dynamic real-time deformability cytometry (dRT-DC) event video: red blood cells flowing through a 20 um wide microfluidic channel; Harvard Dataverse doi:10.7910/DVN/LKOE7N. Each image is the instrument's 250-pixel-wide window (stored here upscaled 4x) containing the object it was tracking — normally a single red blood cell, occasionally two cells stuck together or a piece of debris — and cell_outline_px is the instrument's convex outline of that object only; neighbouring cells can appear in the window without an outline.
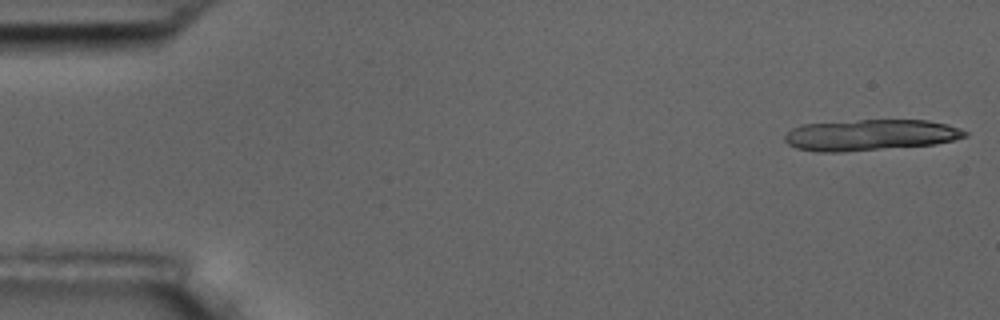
{"species": "common noctule bat (a hibernating species)", "species_latin": "Nyctalus noctula", "temperature_condition": "room temperature", "stored_images_in_passage": 8, "camera_frame_rate_fps": 3000, "um_per_image_px": 0.085, "animal": {"sex": "male", "body_mass_g": 17.5, "forearm_length_mm": 52.3}, "frame": {"image": 1, "passage_image": 1, "time_ms": 0.0, "image_size_px": [1000, 320], "cell_outline_px": [[968, 136], [936, 144], [840, 152], [820, 152], [796, 148], [788, 144], [784, 140], [784, 136], [792, 128], [800, 124], [860, 120], [928, 120], [948, 124], [960, 128], [968, 132]], "centroid_in_image_um": [73.98, 11.47], "position_along_channel_um": 11.0, "area_um2": 32.71}}